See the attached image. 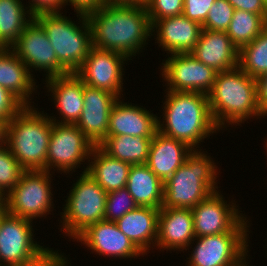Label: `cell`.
<instances>
[{
	"mask_svg": "<svg viewBox=\"0 0 267 266\" xmlns=\"http://www.w3.org/2000/svg\"><path fill=\"white\" fill-rule=\"evenodd\" d=\"M86 16L91 28L92 46L120 53L129 60L142 52L148 38L154 36L144 4L105 3Z\"/></svg>",
	"mask_w": 267,
	"mask_h": 266,
	"instance_id": "1",
	"label": "cell"
},
{
	"mask_svg": "<svg viewBox=\"0 0 267 266\" xmlns=\"http://www.w3.org/2000/svg\"><path fill=\"white\" fill-rule=\"evenodd\" d=\"M166 92L163 122L159 117L157 122L160 133L197 150L205 138L219 132L210 112L208 95L169 90Z\"/></svg>",
	"mask_w": 267,
	"mask_h": 266,
	"instance_id": "2",
	"label": "cell"
},
{
	"mask_svg": "<svg viewBox=\"0 0 267 266\" xmlns=\"http://www.w3.org/2000/svg\"><path fill=\"white\" fill-rule=\"evenodd\" d=\"M208 98L213 121L221 130L226 125H241L249 118L263 117L257 101L256 79L238 66L217 72Z\"/></svg>",
	"mask_w": 267,
	"mask_h": 266,
	"instance_id": "3",
	"label": "cell"
},
{
	"mask_svg": "<svg viewBox=\"0 0 267 266\" xmlns=\"http://www.w3.org/2000/svg\"><path fill=\"white\" fill-rule=\"evenodd\" d=\"M23 106L7 125L6 146L24 170H46L53 121L49 115Z\"/></svg>",
	"mask_w": 267,
	"mask_h": 266,
	"instance_id": "4",
	"label": "cell"
},
{
	"mask_svg": "<svg viewBox=\"0 0 267 266\" xmlns=\"http://www.w3.org/2000/svg\"><path fill=\"white\" fill-rule=\"evenodd\" d=\"M211 158L201 151V147L193 150L184 164L164 182L161 208L192 209L218 191V166Z\"/></svg>",
	"mask_w": 267,
	"mask_h": 266,
	"instance_id": "5",
	"label": "cell"
},
{
	"mask_svg": "<svg viewBox=\"0 0 267 266\" xmlns=\"http://www.w3.org/2000/svg\"><path fill=\"white\" fill-rule=\"evenodd\" d=\"M33 222L7 213L0 223V266H68L70 262L34 241ZM3 262V263H2Z\"/></svg>",
	"mask_w": 267,
	"mask_h": 266,
	"instance_id": "6",
	"label": "cell"
},
{
	"mask_svg": "<svg viewBox=\"0 0 267 266\" xmlns=\"http://www.w3.org/2000/svg\"><path fill=\"white\" fill-rule=\"evenodd\" d=\"M62 14L40 13L34 19L45 30L59 64L68 73H76L92 47L91 28L86 14L77 12L80 26Z\"/></svg>",
	"mask_w": 267,
	"mask_h": 266,
	"instance_id": "7",
	"label": "cell"
},
{
	"mask_svg": "<svg viewBox=\"0 0 267 266\" xmlns=\"http://www.w3.org/2000/svg\"><path fill=\"white\" fill-rule=\"evenodd\" d=\"M73 184L61 212V231L75 239L92 224L104 220L107 192L86 172ZM63 229V230H62Z\"/></svg>",
	"mask_w": 267,
	"mask_h": 266,
	"instance_id": "8",
	"label": "cell"
},
{
	"mask_svg": "<svg viewBox=\"0 0 267 266\" xmlns=\"http://www.w3.org/2000/svg\"><path fill=\"white\" fill-rule=\"evenodd\" d=\"M246 219L228 233L195 237L187 266H236L249 252L250 222Z\"/></svg>",
	"mask_w": 267,
	"mask_h": 266,
	"instance_id": "9",
	"label": "cell"
},
{
	"mask_svg": "<svg viewBox=\"0 0 267 266\" xmlns=\"http://www.w3.org/2000/svg\"><path fill=\"white\" fill-rule=\"evenodd\" d=\"M51 175L46 170H25L20 181L4 197L7 212L31 221L51 214Z\"/></svg>",
	"mask_w": 267,
	"mask_h": 266,
	"instance_id": "10",
	"label": "cell"
},
{
	"mask_svg": "<svg viewBox=\"0 0 267 266\" xmlns=\"http://www.w3.org/2000/svg\"><path fill=\"white\" fill-rule=\"evenodd\" d=\"M95 145L76 126V124L57 123L53 121L47 150V171L54 167L57 171L69 174L85 162Z\"/></svg>",
	"mask_w": 267,
	"mask_h": 266,
	"instance_id": "11",
	"label": "cell"
},
{
	"mask_svg": "<svg viewBox=\"0 0 267 266\" xmlns=\"http://www.w3.org/2000/svg\"><path fill=\"white\" fill-rule=\"evenodd\" d=\"M160 69L169 91L196 92L208 95L217 71L198 61L191 53L171 54Z\"/></svg>",
	"mask_w": 267,
	"mask_h": 266,
	"instance_id": "12",
	"label": "cell"
},
{
	"mask_svg": "<svg viewBox=\"0 0 267 266\" xmlns=\"http://www.w3.org/2000/svg\"><path fill=\"white\" fill-rule=\"evenodd\" d=\"M10 48L30 71L44 69L45 79L68 74L59 64L45 30L35 19L23 29L22 34Z\"/></svg>",
	"mask_w": 267,
	"mask_h": 266,
	"instance_id": "13",
	"label": "cell"
},
{
	"mask_svg": "<svg viewBox=\"0 0 267 266\" xmlns=\"http://www.w3.org/2000/svg\"><path fill=\"white\" fill-rule=\"evenodd\" d=\"M128 60L120 53L92 46L76 74L84 84L108 91L121 98L124 84L123 67Z\"/></svg>",
	"mask_w": 267,
	"mask_h": 266,
	"instance_id": "14",
	"label": "cell"
},
{
	"mask_svg": "<svg viewBox=\"0 0 267 266\" xmlns=\"http://www.w3.org/2000/svg\"><path fill=\"white\" fill-rule=\"evenodd\" d=\"M223 197L218 190L191 209L195 237L228 233L245 218L236 203L227 204Z\"/></svg>",
	"mask_w": 267,
	"mask_h": 266,
	"instance_id": "15",
	"label": "cell"
},
{
	"mask_svg": "<svg viewBox=\"0 0 267 266\" xmlns=\"http://www.w3.org/2000/svg\"><path fill=\"white\" fill-rule=\"evenodd\" d=\"M83 98L84 107L75 124L95 146H99L107 138L110 112L119 97L84 84Z\"/></svg>",
	"mask_w": 267,
	"mask_h": 266,
	"instance_id": "16",
	"label": "cell"
},
{
	"mask_svg": "<svg viewBox=\"0 0 267 266\" xmlns=\"http://www.w3.org/2000/svg\"><path fill=\"white\" fill-rule=\"evenodd\" d=\"M77 239V240H76ZM75 240L90 248L98 255L137 259L144 254L125 236L116 222L102 220L81 232Z\"/></svg>",
	"mask_w": 267,
	"mask_h": 266,
	"instance_id": "17",
	"label": "cell"
},
{
	"mask_svg": "<svg viewBox=\"0 0 267 266\" xmlns=\"http://www.w3.org/2000/svg\"><path fill=\"white\" fill-rule=\"evenodd\" d=\"M194 239V222L191 209L160 208L156 248L158 247L160 251H163V249H167L166 251H179L180 249V251H187L192 246Z\"/></svg>",
	"mask_w": 267,
	"mask_h": 266,
	"instance_id": "18",
	"label": "cell"
},
{
	"mask_svg": "<svg viewBox=\"0 0 267 266\" xmlns=\"http://www.w3.org/2000/svg\"><path fill=\"white\" fill-rule=\"evenodd\" d=\"M156 30V31H155ZM202 25L183 14L157 20L152 25L159 47L167 54L191 53L199 39ZM157 34H156V33Z\"/></svg>",
	"mask_w": 267,
	"mask_h": 266,
	"instance_id": "19",
	"label": "cell"
},
{
	"mask_svg": "<svg viewBox=\"0 0 267 266\" xmlns=\"http://www.w3.org/2000/svg\"><path fill=\"white\" fill-rule=\"evenodd\" d=\"M120 99L111 109L107 136H154L158 131V116L143 106L124 103Z\"/></svg>",
	"mask_w": 267,
	"mask_h": 266,
	"instance_id": "20",
	"label": "cell"
},
{
	"mask_svg": "<svg viewBox=\"0 0 267 266\" xmlns=\"http://www.w3.org/2000/svg\"><path fill=\"white\" fill-rule=\"evenodd\" d=\"M48 92L61 115V121L49 116L57 123L75 124L84 107V83L76 73L55 76L45 80Z\"/></svg>",
	"mask_w": 267,
	"mask_h": 266,
	"instance_id": "21",
	"label": "cell"
},
{
	"mask_svg": "<svg viewBox=\"0 0 267 266\" xmlns=\"http://www.w3.org/2000/svg\"><path fill=\"white\" fill-rule=\"evenodd\" d=\"M191 54L217 72L231 70L238 66L239 49L225 31L202 29Z\"/></svg>",
	"mask_w": 267,
	"mask_h": 266,
	"instance_id": "22",
	"label": "cell"
},
{
	"mask_svg": "<svg viewBox=\"0 0 267 266\" xmlns=\"http://www.w3.org/2000/svg\"><path fill=\"white\" fill-rule=\"evenodd\" d=\"M192 151L186 143L157 131L151 140L146 165L164 183Z\"/></svg>",
	"mask_w": 267,
	"mask_h": 266,
	"instance_id": "23",
	"label": "cell"
},
{
	"mask_svg": "<svg viewBox=\"0 0 267 266\" xmlns=\"http://www.w3.org/2000/svg\"><path fill=\"white\" fill-rule=\"evenodd\" d=\"M159 211L160 209L149 206H138L116 221L120 231L144 255L156 246Z\"/></svg>",
	"mask_w": 267,
	"mask_h": 266,
	"instance_id": "24",
	"label": "cell"
},
{
	"mask_svg": "<svg viewBox=\"0 0 267 266\" xmlns=\"http://www.w3.org/2000/svg\"><path fill=\"white\" fill-rule=\"evenodd\" d=\"M32 75L11 48L0 47V86L7 89L24 106H31V96L36 90Z\"/></svg>",
	"mask_w": 267,
	"mask_h": 266,
	"instance_id": "25",
	"label": "cell"
},
{
	"mask_svg": "<svg viewBox=\"0 0 267 266\" xmlns=\"http://www.w3.org/2000/svg\"><path fill=\"white\" fill-rule=\"evenodd\" d=\"M82 173H87L107 193L126 188L130 163L112 158L95 146ZM94 160V161H93Z\"/></svg>",
	"mask_w": 267,
	"mask_h": 266,
	"instance_id": "26",
	"label": "cell"
},
{
	"mask_svg": "<svg viewBox=\"0 0 267 266\" xmlns=\"http://www.w3.org/2000/svg\"><path fill=\"white\" fill-rule=\"evenodd\" d=\"M126 189L138 206L162 207L164 183L146 164L131 165Z\"/></svg>",
	"mask_w": 267,
	"mask_h": 266,
	"instance_id": "27",
	"label": "cell"
},
{
	"mask_svg": "<svg viewBox=\"0 0 267 266\" xmlns=\"http://www.w3.org/2000/svg\"><path fill=\"white\" fill-rule=\"evenodd\" d=\"M154 136H107L98 146L108 156L130 163L146 164Z\"/></svg>",
	"mask_w": 267,
	"mask_h": 266,
	"instance_id": "28",
	"label": "cell"
},
{
	"mask_svg": "<svg viewBox=\"0 0 267 266\" xmlns=\"http://www.w3.org/2000/svg\"><path fill=\"white\" fill-rule=\"evenodd\" d=\"M23 0H0V47L10 48L34 19Z\"/></svg>",
	"mask_w": 267,
	"mask_h": 266,
	"instance_id": "29",
	"label": "cell"
},
{
	"mask_svg": "<svg viewBox=\"0 0 267 266\" xmlns=\"http://www.w3.org/2000/svg\"><path fill=\"white\" fill-rule=\"evenodd\" d=\"M267 27V14L234 10L226 34L238 48L251 43Z\"/></svg>",
	"mask_w": 267,
	"mask_h": 266,
	"instance_id": "30",
	"label": "cell"
},
{
	"mask_svg": "<svg viewBox=\"0 0 267 266\" xmlns=\"http://www.w3.org/2000/svg\"><path fill=\"white\" fill-rule=\"evenodd\" d=\"M238 67L255 79L267 73V27L239 49Z\"/></svg>",
	"mask_w": 267,
	"mask_h": 266,
	"instance_id": "31",
	"label": "cell"
},
{
	"mask_svg": "<svg viewBox=\"0 0 267 266\" xmlns=\"http://www.w3.org/2000/svg\"><path fill=\"white\" fill-rule=\"evenodd\" d=\"M24 171L9 148L0 147V194L3 198L20 181Z\"/></svg>",
	"mask_w": 267,
	"mask_h": 266,
	"instance_id": "32",
	"label": "cell"
},
{
	"mask_svg": "<svg viewBox=\"0 0 267 266\" xmlns=\"http://www.w3.org/2000/svg\"><path fill=\"white\" fill-rule=\"evenodd\" d=\"M138 204L126 188L107 193L104 220L116 222L127 212L136 209Z\"/></svg>",
	"mask_w": 267,
	"mask_h": 266,
	"instance_id": "33",
	"label": "cell"
},
{
	"mask_svg": "<svg viewBox=\"0 0 267 266\" xmlns=\"http://www.w3.org/2000/svg\"><path fill=\"white\" fill-rule=\"evenodd\" d=\"M234 10V7L228 0H216L207 14L202 29L226 32L232 20Z\"/></svg>",
	"mask_w": 267,
	"mask_h": 266,
	"instance_id": "34",
	"label": "cell"
},
{
	"mask_svg": "<svg viewBox=\"0 0 267 266\" xmlns=\"http://www.w3.org/2000/svg\"><path fill=\"white\" fill-rule=\"evenodd\" d=\"M151 25L157 20L183 14L184 0H145Z\"/></svg>",
	"mask_w": 267,
	"mask_h": 266,
	"instance_id": "35",
	"label": "cell"
},
{
	"mask_svg": "<svg viewBox=\"0 0 267 266\" xmlns=\"http://www.w3.org/2000/svg\"><path fill=\"white\" fill-rule=\"evenodd\" d=\"M216 0H184L183 15L203 25L207 14Z\"/></svg>",
	"mask_w": 267,
	"mask_h": 266,
	"instance_id": "36",
	"label": "cell"
},
{
	"mask_svg": "<svg viewBox=\"0 0 267 266\" xmlns=\"http://www.w3.org/2000/svg\"><path fill=\"white\" fill-rule=\"evenodd\" d=\"M24 105L7 89L0 86V118L10 120Z\"/></svg>",
	"mask_w": 267,
	"mask_h": 266,
	"instance_id": "37",
	"label": "cell"
},
{
	"mask_svg": "<svg viewBox=\"0 0 267 266\" xmlns=\"http://www.w3.org/2000/svg\"><path fill=\"white\" fill-rule=\"evenodd\" d=\"M30 2L28 10L33 16L40 13L61 12L60 10L65 6L64 0H31Z\"/></svg>",
	"mask_w": 267,
	"mask_h": 266,
	"instance_id": "38",
	"label": "cell"
},
{
	"mask_svg": "<svg viewBox=\"0 0 267 266\" xmlns=\"http://www.w3.org/2000/svg\"><path fill=\"white\" fill-rule=\"evenodd\" d=\"M235 10L248 11L255 14H267V5L263 0H228Z\"/></svg>",
	"mask_w": 267,
	"mask_h": 266,
	"instance_id": "39",
	"label": "cell"
},
{
	"mask_svg": "<svg viewBox=\"0 0 267 266\" xmlns=\"http://www.w3.org/2000/svg\"><path fill=\"white\" fill-rule=\"evenodd\" d=\"M65 6L70 3L74 7V12L88 14L104 5V0H64Z\"/></svg>",
	"mask_w": 267,
	"mask_h": 266,
	"instance_id": "40",
	"label": "cell"
},
{
	"mask_svg": "<svg viewBox=\"0 0 267 266\" xmlns=\"http://www.w3.org/2000/svg\"><path fill=\"white\" fill-rule=\"evenodd\" d=\"M257 101L259 109L264 116H267V73L256 79Z\"/></svg>",
	"mask_w": 267,
	"mask_h": 266,
	"instance_id": "41",
	"label": "cell"
},
{
	"mask_svg": "<svg viewBox=\"0 0 267 266\" xmlns=\"http://www.w3.org/2000/svg\"><path fill=\"white\" fill-rule=\"evenodd\" d=\"M8 120L0 118V147L6 145Z\"/></svg>",
	"mask_w": 267,
	"mask_h": 266,
	"instance_id": "42",
	"label": "cell"
},
{
	"mask_svg": "<svg viewBox=\"0 0 267 266\" xmlns=\"http://www.w3.org/2000/svg\"><path fill=\"white\" fill-rule=\"evenodd\" d=\"M145 0H104L106 4H144Z\"/></svg>",
	"mask_w": 267,
	"mask_h": 266,
	"instance_id": "43",
	"label": "cell"
},
{
	"mask_svg": "<svg viewBox=\"0 0 267 266\" xmlns=\"http://www.w3.org/2000/svg\"><path fill=\"white\" fill-rule=\"evenodd\" d=\"M7 208H6V204H5V201L3 200L1 203H0V223L3 219V217L7 214Z\"/></svg>",
	"mask_w": 267,
	"mask_h": 266,
	"instance_id": "44",
	"label": "cell"
},
{
	"mask_svg": "<svg viewBox=\"0 0 267 266\" xmlns=\"http://www.w3.org/2000/svg\"><path fill=\"white\" fill-rule=\"evenodd\" d=\"M246 257L247 256H245L236 266H249L248 265L249 262H246Z\"/></svg>",
	"mask_w": 267,
	"mask_h": 266,
	"instance_id": "45",
	"label": "cell"
},
{
	"mask_svg": "<svg viewBox=\"0 0 267 266\" xmlns=\"http://www.w3.org/2000/svg\"><path fill=\"white\" fill-rule=\"evenodd\" d=\"M4 200L3 196L0 194V203Z\"/></svg>",
	"mask_w": 267,
	"mask_h": 266,
	"instance_id": "46",
	"label": "cell"
}]
</instances>
